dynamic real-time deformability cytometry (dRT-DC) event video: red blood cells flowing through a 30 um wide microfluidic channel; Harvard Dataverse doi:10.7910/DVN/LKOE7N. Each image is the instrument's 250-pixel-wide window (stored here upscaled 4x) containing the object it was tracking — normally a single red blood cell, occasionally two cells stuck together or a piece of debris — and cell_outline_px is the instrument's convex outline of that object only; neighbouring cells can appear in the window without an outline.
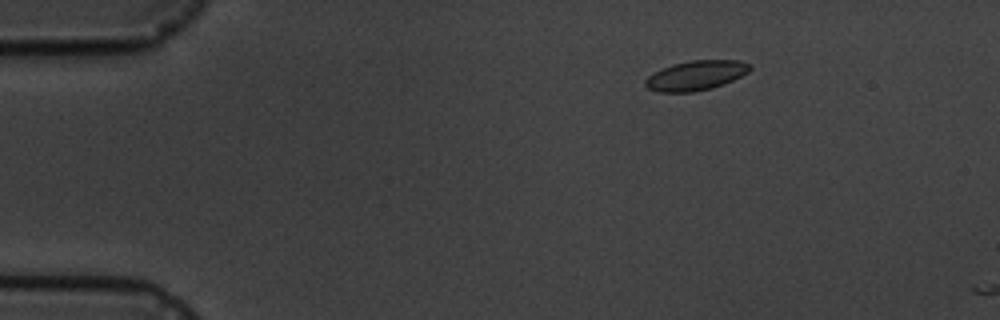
{"species": "common noctule bat (a hibernating species)", "species_latin": "Nyctalus noctula", "temperature_condition": "cold", "stored_images_in_passage": 2, "camera_frame_rate_fps": 3000, "um_per_image_px": 0.085, "animal": {"sex": "male", "body_mass_g": 19.5, "forearm_length_mm": 54.6}, "frame": {"image": 1, "passage_image": 1, "time_ms": 0.0, "image_size_px": [1000, 320], "cell_outline_px": [[752, 68], [748, 72], [724, 84], [712, 88], [692, 92], [656, 92], [648, 88], [644, 84], [644, 80], [648, 76], [672, 64], [692, 60], [740, 60], [752, 64]], "centroid_in_image_um": [59.17, 6.41], "position_along_channel_um": 25.8, "area_um2": 18.09}}